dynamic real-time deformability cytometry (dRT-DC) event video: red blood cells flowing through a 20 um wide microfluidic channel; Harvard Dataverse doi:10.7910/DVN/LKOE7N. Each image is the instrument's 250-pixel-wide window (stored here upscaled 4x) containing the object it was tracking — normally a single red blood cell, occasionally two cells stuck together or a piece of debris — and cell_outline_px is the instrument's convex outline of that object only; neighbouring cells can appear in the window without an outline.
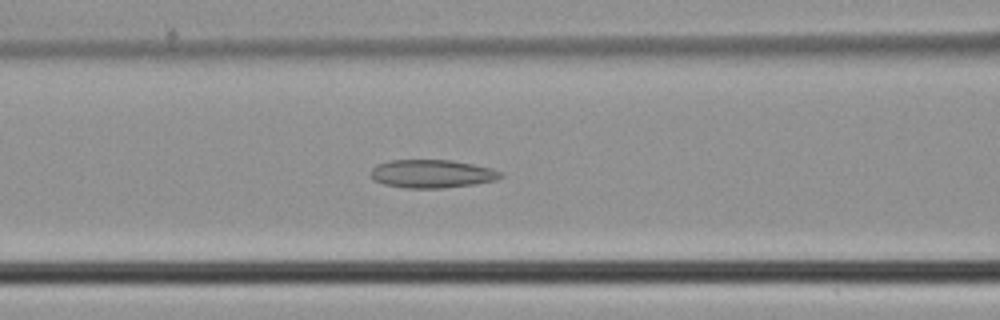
{"species": "common noctule bat (a hibernating species)", "species_latin": "Nyctalus noctula", "temperature_condition": "cold", "stored_images_in_passage": 47, "camera_frame_rate_fps": 3000, "um_per_image_px": 0.085, "animal": {"sex": "male", "body_mass_g": 21.5, "forearm_length_mm": 52.0}, "frame": {"image": 1, "passage_image": 20, "time_ms": 6.333, "image_size_px": [1000, 320], "cell_outline_px": [[504, 176], [496, 180], [476, 184], [444, 188], [404, 188], [384, 184], [376, 180], [372, 176], [372, 168], [380, 164], [392, 160], [452, 160], [492, 168], [500, 172]], "centroid_in_image_um": [36.77, 14.78], "position_along_channel_um": 129.8, "area_um2": 21.21}}
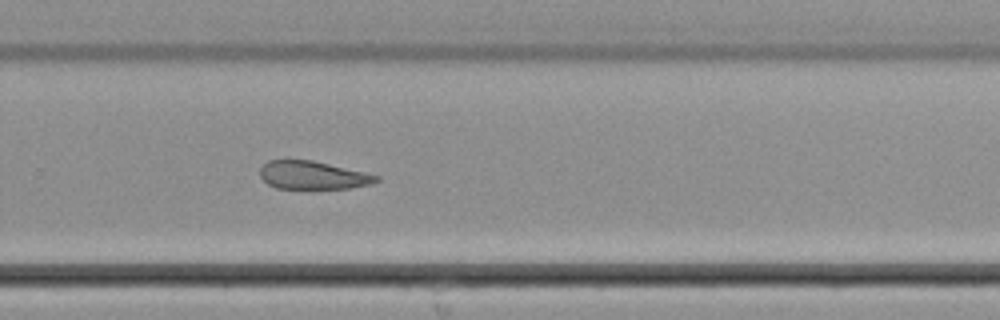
{"frame": {"image": 2, "passage_image": 32, "time_ms": 10.333, "image_size_px": [1000, 320], "cell_outline_px": [[380, 180], [372, 184], [348, 188], [276, 188], [268, 184], [260, 176], [260, 168], [268, 160], [312, 160], [364, 172], [380, 176]], "centroid_in_image_um": [26.59, 14.89], "position_along_channel_um": 303.2, "area_um2": 18.9}}
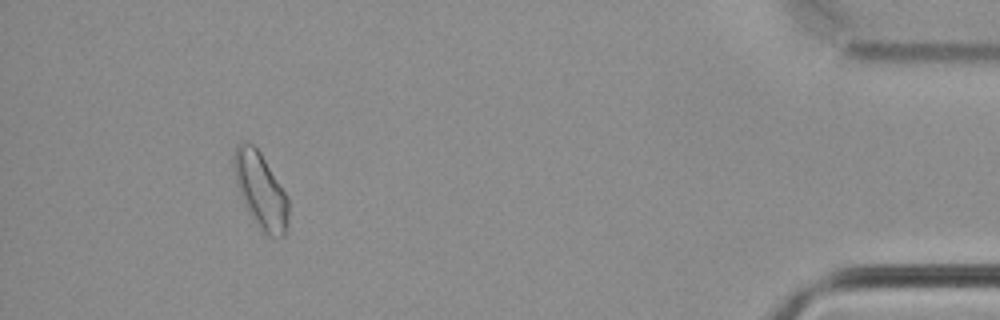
{"frame": {"image": 3, "passage_image": 44, "time_ms": 14.333, "image_size_px": [1000, 320], "cell_outline_px": [[288, 232], [284, 236], [268, 236], [260, 232], [248, 212], [244, 204], [236, 184], [232, 160], [236, 148], [240, 140], [244, 140], [252, 144], [260, 152], [288, 196]], "centroid_in_image_um": [22.15, 16.21], "position_along_channel_um": 413.0, "area_um2": 24.39}}